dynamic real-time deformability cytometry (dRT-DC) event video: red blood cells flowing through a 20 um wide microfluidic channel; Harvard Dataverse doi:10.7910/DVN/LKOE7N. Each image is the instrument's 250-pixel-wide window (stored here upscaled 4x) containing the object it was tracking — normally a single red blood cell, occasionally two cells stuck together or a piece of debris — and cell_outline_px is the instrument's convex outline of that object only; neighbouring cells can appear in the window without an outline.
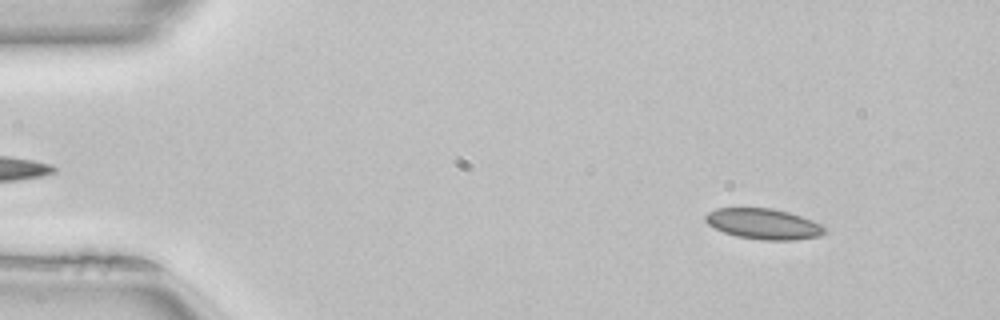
{"species": "common noctule bat (a hibernating species)", "species_latin": "Nyctalus noctula", "temperature_condition": "room temperature", "stored_images_in_passage": 50, "camera_frame_rate_fps": 3000, "um_per_image_px": 0.085, "animal": {"sex": "female", "body_mass_g": 22.7, "forearm_length_mm": 54.2}, "frame": {"image": 1, "passage_image": 5, "time_ms": 1.333, "image_size_px": [1000, 320], "cell_outline_px": [[824, 232], [820, 236], [792, 240], [764, 240], [736, 236], [724, 232], [708, 224], [704, 220], [704, 216], [708, 212], [716, 208], [772, 208], [788, 212], [812, 220], [820, 224], [824, 228]], "centroid_in_image_um": [64.87, 19.03], "position_along_channel_um": 20.1, "area_um2": 21.1}}
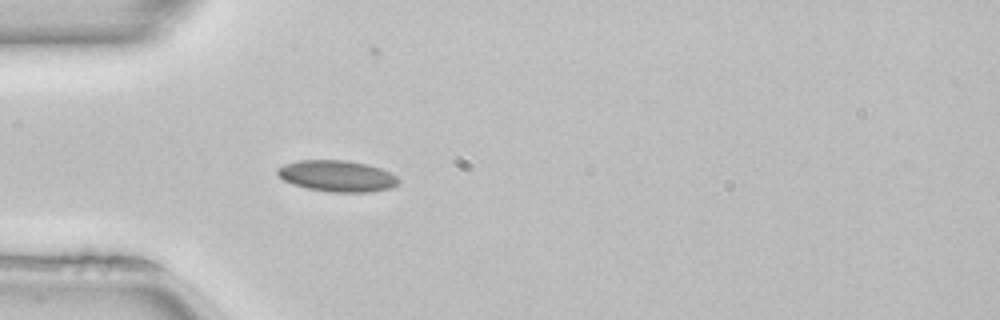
{"frame": {"image": 2, "passage_image": 14, "time_ms": 4.333, "image_size_px": [1000, 320], "cell_outline_px": [[400, 180], [396, 184], [388, 188], [368, 192], [332, 192], [308, 188], [292, 184], [284, 180], [276, 172], [276, 168], [284, 164], [300, 160], [344, 160], [368, 164], [380, 168], [396, 176]], "centroid_in_image_um": [28.62, 14.95], "position_along_channel_um": 56.4, "area_um2": 21.85}}
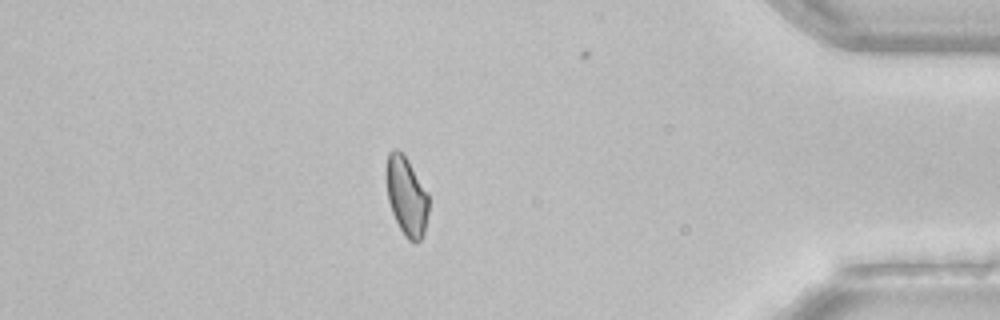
{"frame": {"image": 3, "passage_image": 43, "time_ms": 14.0, "image_size_px": [1000, 320], "cell_outline_px": [[428, 212], [424, 232], [420, 240], [416, 244], [412, 244], [404, 236], [392, 212], [388, 200], [388, 152], [392, 148], [396, 148], [404, 152], [428, 192]], "centroid_in_image_um": [34.59, 16.68], "position_along_channel_um": 400.6, "area_um2": 19.42}, "authors_computed_cell_mechanics": {"area_um2": 20.5768, "velocity_mm_per_s": 4.0405, "shape_relaxation_time_tau1_ms": null, "shape_relaxation_time_tau2_ms": 1.6894, "deformation_change_tau1": null, "deformation_change_tau2": 0.0645}}